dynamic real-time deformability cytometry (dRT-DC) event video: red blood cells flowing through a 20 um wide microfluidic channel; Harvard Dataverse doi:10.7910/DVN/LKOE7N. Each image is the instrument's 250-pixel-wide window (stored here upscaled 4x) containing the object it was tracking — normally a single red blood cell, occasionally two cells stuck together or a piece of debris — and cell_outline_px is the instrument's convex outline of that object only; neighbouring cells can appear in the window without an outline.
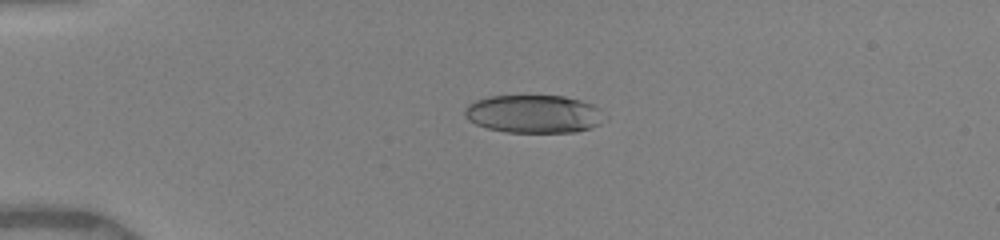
{"species": "human", "species_latin": "Homo sapiens", "temperature_condition": "warm", "stored_images_in_passage": 8, "camera_frame_rate_fps": 3000, "um_per_image_px": 0.085, "donor": {"sex": "female"}, "frame": {"image": 1, "passage_image": 5, "time_ms": 3.333, "image_size_px": [1000, 240], "cell_outline_px": [[608, 120], [592, 128], [576, 132], [504, 132], [488, 128], [476, 124], [468, 120], [464, 116], [464, 108], [468, 104], [476, 100], [488, 96], [564, 96], [580, 100], [592, 104], [600, 108], [608, 116]], "centroid_in_image_um": [45.43, 9.69], "position_along_channel_um": 39.6, "area_um2": 31.5}}
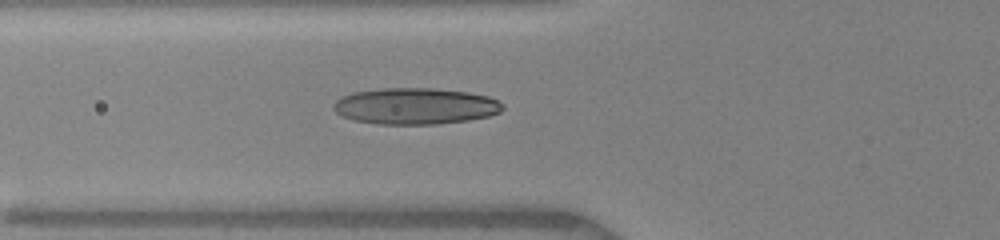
{"frame": {"image": 2, "passage_image": 8, "time_ms": 5.667, "image_size_px": [1000, 240], "cell_outline_px": [[504, 108], [500, 112], [488, 116], [468, 120], [436, 124], [380, 124], [352, 120], [340, 116], [332, 108], [332, 104], [336, 100], [352, 92], [384, 88], [432, 88], [468, 92], [488, 96], [504, 104]], "centroid_in_image_um": [35.28, 9.02], "position_along_channel_um": 90.5, "area_um2": 35.95}}